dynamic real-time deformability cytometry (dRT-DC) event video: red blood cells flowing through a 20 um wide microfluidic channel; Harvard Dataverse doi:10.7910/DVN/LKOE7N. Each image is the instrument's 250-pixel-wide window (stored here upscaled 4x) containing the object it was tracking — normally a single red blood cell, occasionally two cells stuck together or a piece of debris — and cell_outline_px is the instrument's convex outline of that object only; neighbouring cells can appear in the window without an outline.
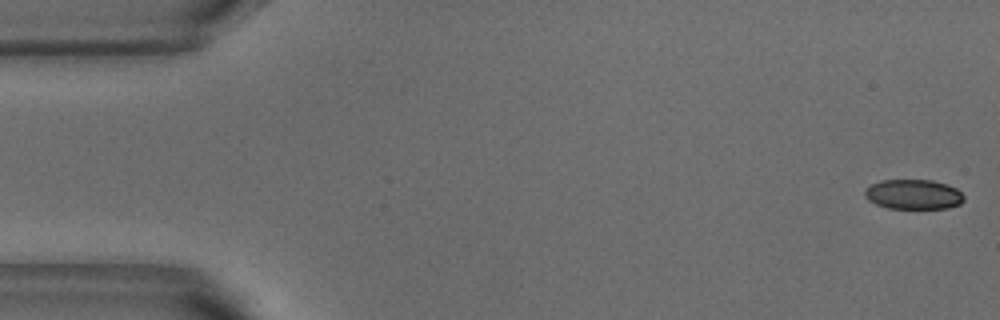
{"species": "common noctule bat (a hibernating species)", "species_latin": "Nyctalus noctula", "temperature_condition": "warm", "stored_images_in_passage": 53, "camera_frame_rate_fps": 3000, "um_per_image_px": 0.085, "animal": {"sex": "male", "body_mass_g": 18.8}, "frame": {"image": 1, "passage_image": 1, "time_ms": 0.0, "image_size_px": [1000, 320], "cell_outline_px": [[964, 200], [960, 204], [948, 208], [888, 208], [876, 204], [868, 200], [864, 196], [864, 192], [872, 184], [880, 180], [932, 180], [948, 184], [956, 188], [964, 196]], "centroid_in_image_um": [77.65, 16.52], "position_along_channel_um": 7.3, "area_um2": 17.22}}
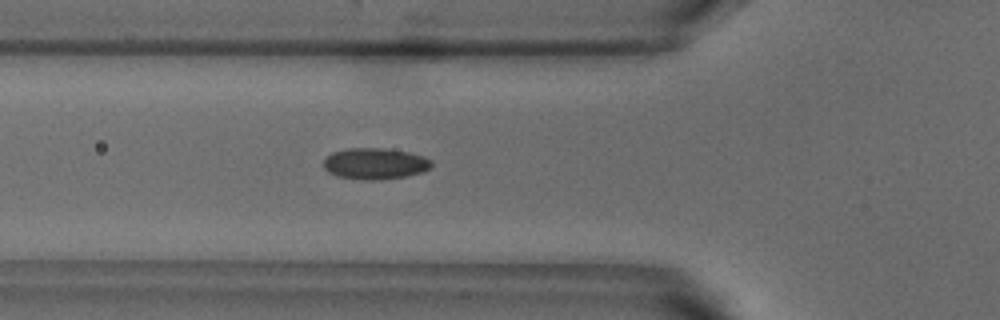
{"frame": {"image": 2, "passage_image": 18, "time_ms": 5.667, "image_size_px": [1000, 320], "cell_outline_px": [[432, 164], [424, 172], [404, 176], [380, 180], [364, 180], [336, 176], [328, 172], [324, 168], [324, 156], [332, 152], [348, 148], [384, 148], [408, 152], [424, 156], [432, 160]], "centroid_in_image_um": [31.85, 13.9], "position_along_channel_um": 94.0, "area_um2": 19.83}}
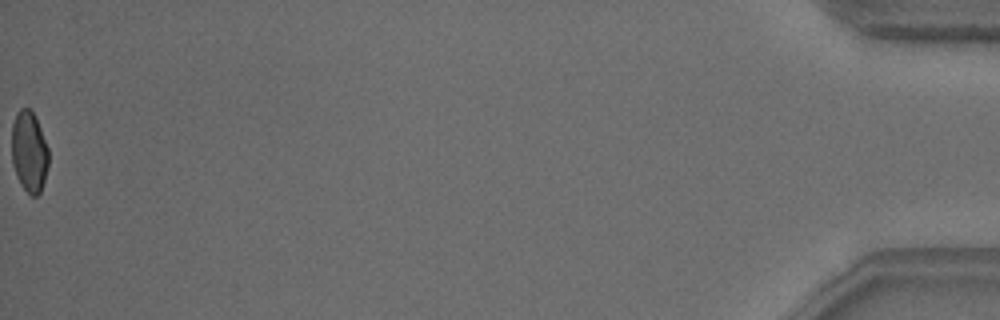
{"frame": {"image": 3, "passage_image": 53, "time_ms": 17.333, "image_size_px": [1000, 320], "cell_outline_px": [[48, 164], [44, 180], [40, 192], [36, 196], [32, 196], [20, 184], [16, 176], [12, 164], [12, 124], [16, 112], [20, 108], [32, 108], [36, 116], [48, 148]], "centroid_in_image_um": [2.47, 12.85], "position_along_channel_um": 432.7, "area_um2": 17.57}, "authors_computed_cell_mechanics": {"area_um2": 18.6116, "velocity_mm_per_s": 3.8014, "shape_relaxation_time_tau1_ms": null, "shape_relaxation_time_tau2_ms": 1.5937, "deformation_change_tau1": null, "deformation_change_tau2": 0.0518}}